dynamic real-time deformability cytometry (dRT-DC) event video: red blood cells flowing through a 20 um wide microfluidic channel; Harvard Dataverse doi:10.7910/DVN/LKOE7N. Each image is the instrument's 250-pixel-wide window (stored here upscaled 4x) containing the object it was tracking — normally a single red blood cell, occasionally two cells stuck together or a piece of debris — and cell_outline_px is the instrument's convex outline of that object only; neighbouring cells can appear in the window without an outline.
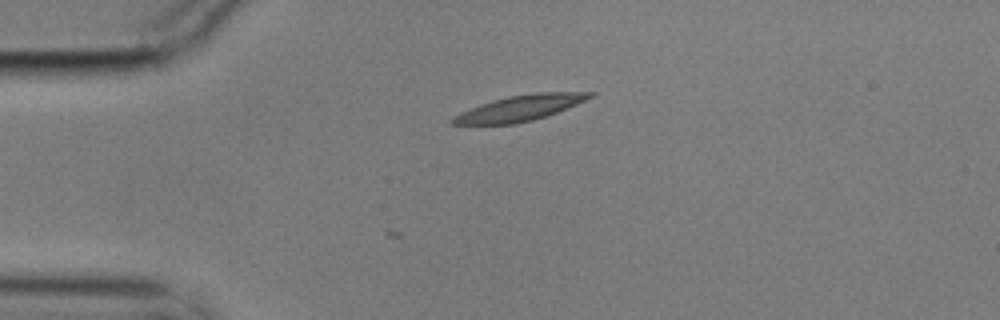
{"species": "common noctule bat (a hibernating species)", "species_latin": "Nyctalus noctula", "temperature_condition": "cold", "stored_images_in_passage": 3, "camera_frame_rate_fps": 3000, "um_per_image_px": 0.085, "animal": {"sex": "male", "body_mass_g": 17.9}, "frame": {"image": 1, "passage_image": 3, "time_ms": 0.667, "image_size_px": [1000, 320], "cell_outline_px": [[596, 96], [556, 112], [532, 120], [516, 124], [448, 124], [460, 112], [480, 104], [492, 100], [508, 96], [536, 92], [596, 92]], "centroid_in_image_um": [44.22, 9.17], "position_along_channel_um": 40.8, "area_um2": 20.29}}